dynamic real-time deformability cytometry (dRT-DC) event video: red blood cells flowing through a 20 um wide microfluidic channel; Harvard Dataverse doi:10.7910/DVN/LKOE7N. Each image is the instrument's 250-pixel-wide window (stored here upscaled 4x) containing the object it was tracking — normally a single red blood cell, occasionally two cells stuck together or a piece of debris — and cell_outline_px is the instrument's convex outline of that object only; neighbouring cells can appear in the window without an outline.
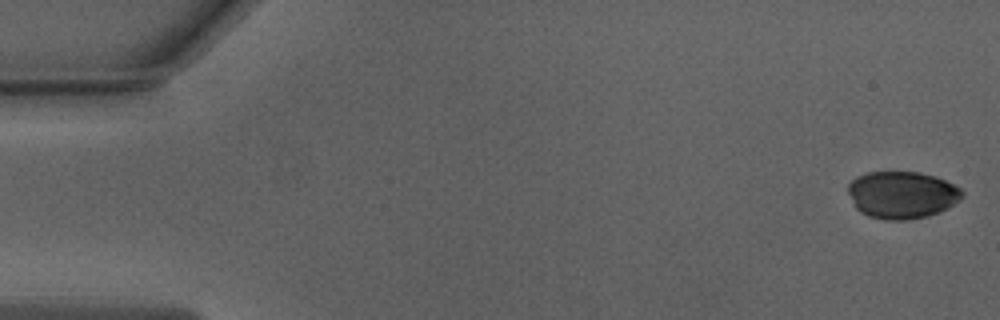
{"species": "Egyptian fruit bat (a non-hibernating species)", "species_latin": "Rousettus aegyptiacus", "temperature_condition": "warm", "stored_images_in_passage": 52, "camera_frame_rate_fps": 3000, "um_per_image_px": 0.085, "animal": {"sex": "male"}, "frame": {"image": 1, "passage_image": 1, "time_ms": 0.0, "image_size_px": [1000, 320], "cell_outline_px": [[964, 196], [960, 200], [948, 208], [928, 216], [908, 220], [888, 220], [868, 216], [860, 212], [856, 208], [848, 192], [848, 184], [856, 176], [868, 172], [920, 172], [936, 176], [960, 188], [964, 192]], "centroid_in_image_um": [76.68, 16.56], "position_along_channel_um": 8.3, "area_um2": 31.56}}
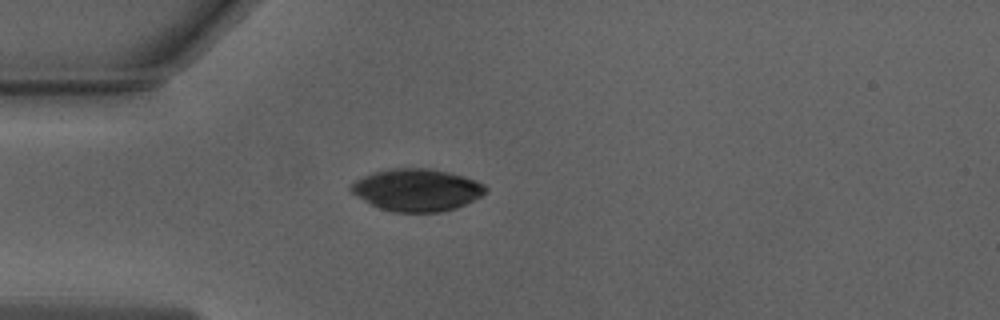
{"frame": {"image": 2, "passage_image": 14, "time_ms": 4.333, "image_size_px": [1000, 320], "cell_outline_px": [[488, 188], [480, 196], [456, 208], [440, 212], [392, 212], [380, 208], [372, 204], [352, 192], [348, 188], [356, 180], [372, 172], [388, 168], [432, 168], [464, 176], [476, 180], [484, 184]], "centroid_in_image_um": [35.44, 16.13], "position_along_channel_um": 49.6, "area_um2": 33.0}}